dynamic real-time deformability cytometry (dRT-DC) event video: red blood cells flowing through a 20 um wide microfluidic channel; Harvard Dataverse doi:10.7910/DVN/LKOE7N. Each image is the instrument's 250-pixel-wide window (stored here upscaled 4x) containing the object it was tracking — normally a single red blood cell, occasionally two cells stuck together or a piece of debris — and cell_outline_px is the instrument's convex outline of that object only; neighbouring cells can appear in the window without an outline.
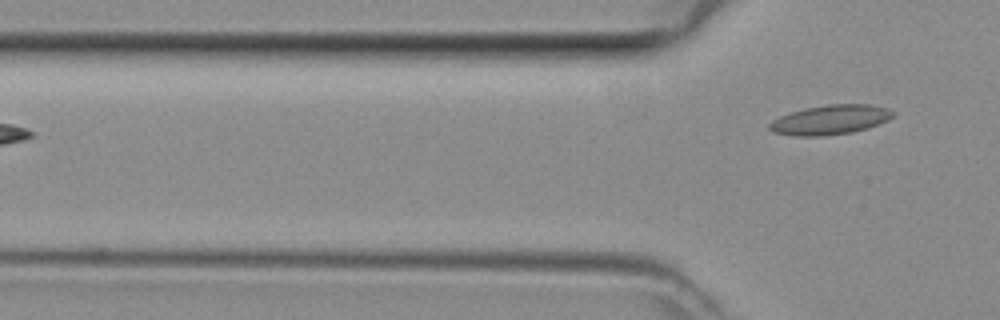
{"species": "common noctule bat (a hibernating species)", "species_latin": "Nyctalus noctula", "temperature_condition": "room temperature", "stored_images_in_passage": 2, "camera_frame_rate_fps": 3000, "um_per_image_px": 0.085, "animal": {"sex": "female", "body_mass_g": 29.2, "forearm_length_mm": 56.3}, "frame": {"image": 1, "passage_image": 2, "time_ms": 0.333, "image_size_px": [1000, 320], "cell_outline_px": [[896, 112], [888, 120], [868, 128], [852, 132], [820, 136], [792, 136], [776, 132], [768, 128], [768, 124], [772, 120], [780, 116], [804, 108], [828, 104], [868, 104], [888, 108]], "centroid_in_image_um": [70.58, 10.17], "position_along_channel_um": 55.2, "area_um2": 21.27}}